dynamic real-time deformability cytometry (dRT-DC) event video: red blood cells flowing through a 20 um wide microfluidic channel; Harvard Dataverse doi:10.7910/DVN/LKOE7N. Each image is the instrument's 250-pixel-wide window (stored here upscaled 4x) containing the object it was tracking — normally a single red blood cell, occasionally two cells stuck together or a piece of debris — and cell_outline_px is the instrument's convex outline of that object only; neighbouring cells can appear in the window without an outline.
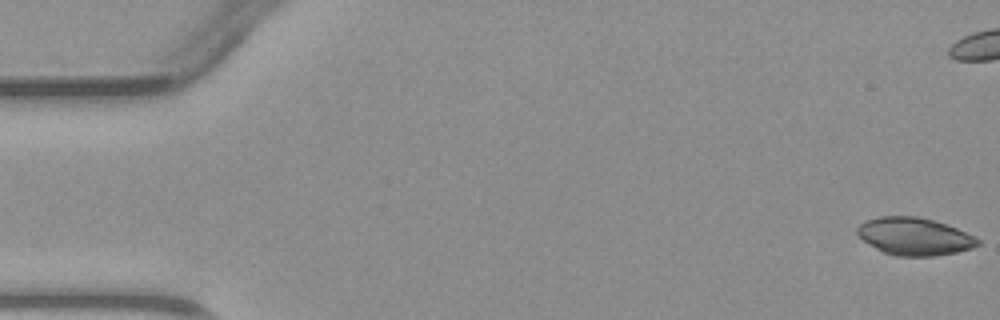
{"species": "common noctule bat (a hibernating species)", "species_latin": "Nyctalus noctula", "temperature_condition": "warm", "stored_images_in_passage": 7, "camera_frame_rate_fps": 3000, "um_per_image_px": 0.085, "animal": {"sex": "male", "body_mass_g": 23.1, "forearm_length_mm": 52.7}, "frame": {"image": 1, "passage_image": 1, "time_ms": 0.0, "image_size_px": [1000, 320], "cell_outline_px": [[980, 244], [972, 248], [956, 252], [936, 256], [896, 256], [884, 252], [876, 248], [864, 240], [856, 232], [856, 228], [860, 224], [876, 216], [916, 216], [948, 224], [980, 240]], "centroid_in_image_um": [77.72, 20.09], "position_along_channel_um": 7.3, "area_um2": 26.18}}
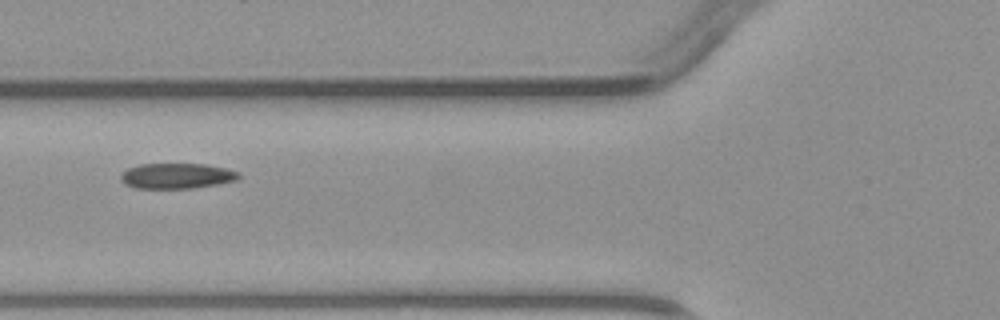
{"frame": {"image": 2, "passage_image": 6, "time_ms": 7.0, "image_size_px": [1000, 320], "cell_outline_px": [[240, 180], [192, 188], [136, 188], [124, 184], [120, 180], [120, 176], [128, 168], [140, 164], [208, 164], [240, 172]], "centroid_in_image_um": [15.04, 14.95], "position_along_channel_um": 110.8, "area_um2": 17.51}}
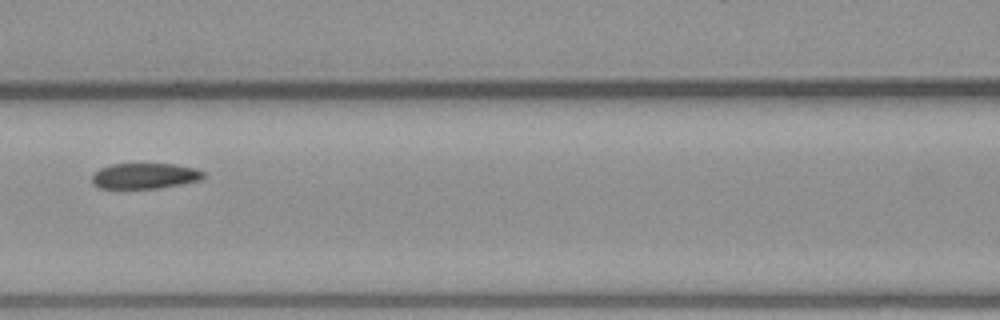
{"frame": {"image": 3, "passage_image": 7, "time_ms": 8.0, "image_size_px": [1000, 320], "cell_outline_px": [[204, 176], [200, 180], [184, 184], [160, 188], [100, 188], [92, 184], [92, 172], [100, 168], [112, 164], [172, 164], [196, 168], [204, 172]], "centroid_in_image_um": [12.29, 14.95], "position_along_channel_um": 154.3, "area_um2": 16.76}}